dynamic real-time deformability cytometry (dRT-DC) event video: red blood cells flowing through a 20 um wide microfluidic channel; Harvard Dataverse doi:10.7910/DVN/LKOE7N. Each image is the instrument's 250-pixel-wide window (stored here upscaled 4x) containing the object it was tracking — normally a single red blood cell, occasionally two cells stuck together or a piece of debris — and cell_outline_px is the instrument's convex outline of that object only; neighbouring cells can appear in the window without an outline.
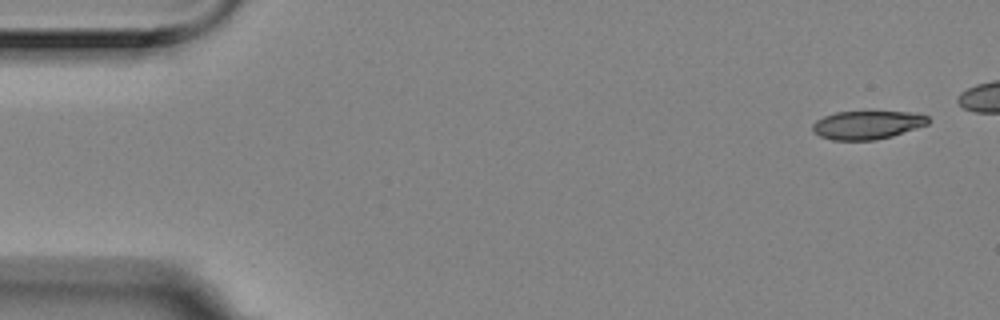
{"species": "Egyptian fruit bat (a non-hibernating species)", "species_latin": "Rousettus aegyptiacus", "temperature_condition": "room temperature", "stored_images_in_passage": 5, "camera_frame_rate_fps": 3000, "um_per_image_px": 0.085, "animal": {"sex": "female"}, "frame": {"image": 1, "passage_image": 1, "time_ms": 0.0, "image_size_px": [1000, 320], "cell_outline_px": [[928, 124], [892, 136], [876, 140], [832, 140], [820, 136], [812, 132], [812, 124], [816, 120], [824, 116], [836, 112], [916, 112], [928, 116]], "centroid_in_image_um": [73.69, 10.62], "position_along_channel_um": 11.3, "area_um2": 19.13}}